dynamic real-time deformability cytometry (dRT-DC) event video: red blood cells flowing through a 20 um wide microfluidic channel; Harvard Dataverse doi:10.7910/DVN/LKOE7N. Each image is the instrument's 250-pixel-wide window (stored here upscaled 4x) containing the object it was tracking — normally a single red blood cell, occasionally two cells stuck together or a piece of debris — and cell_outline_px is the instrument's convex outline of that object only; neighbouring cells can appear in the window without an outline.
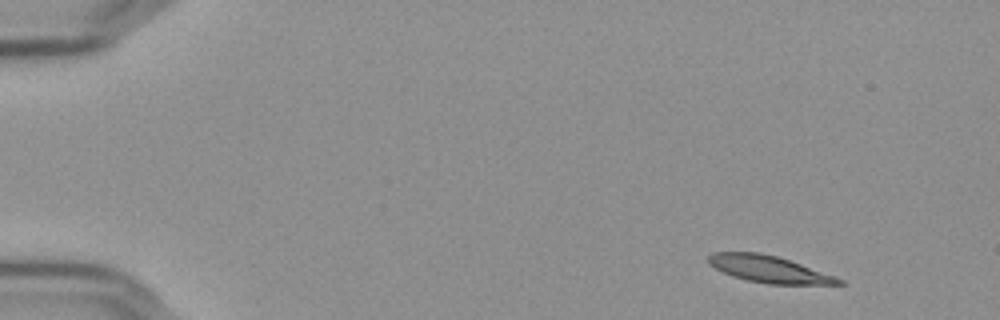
{"species": "Egyptian fruit bat (a non-hibernating species)", "species_latin": "Rousettus aegyptiacus", "temperature_condition": "cold", "stored_images_in_passage": 51, "camera_frame_rate_fps": 3000, "um_per_image_px": 0.085, "frame": {"image": 1, "passage_image": 1, "time_ms": 0.0, "image_size_px": [1000, 320], "cell_outline_px": [[844, 284], [768, 284], [748, 280], [732, 276], [708, 264], [708, 256], [712, 252], [760, 252], [776, 256], [836, 276], [844, 280]], "centroid_in_image_um": [65.35, 22.87], "position_along_channel_um": 19.7, "area_um2": 20.17}}
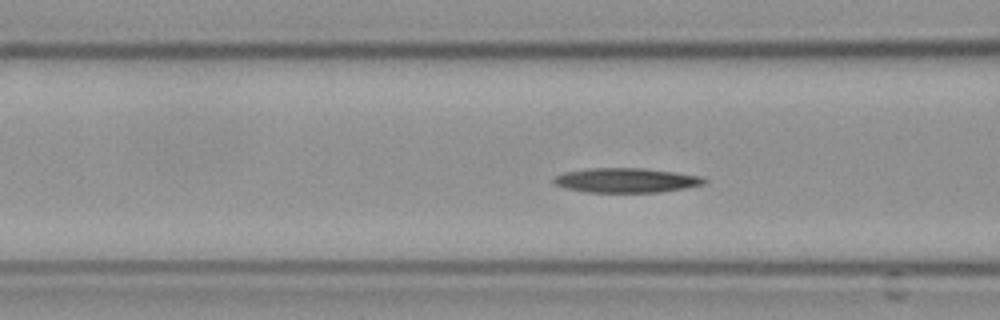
{"frame": {"image": 2, "passage_image": 18, "time_ms": 5.667, "image_size_px": [1000, 320], "cell_outline_px": [[708, 180], [704, 184], [684, 188], [660, 192], [584, 192], [564, 188], [556, 184], [552, 180], [552, 176], [564, 172], [588, 168], [644, 168], [676, 172], [704, 176]], "centroid_in_image_um": [53.21, 15.32], "position_along_channel_um": 113.4, "area_um2": 21.79}}
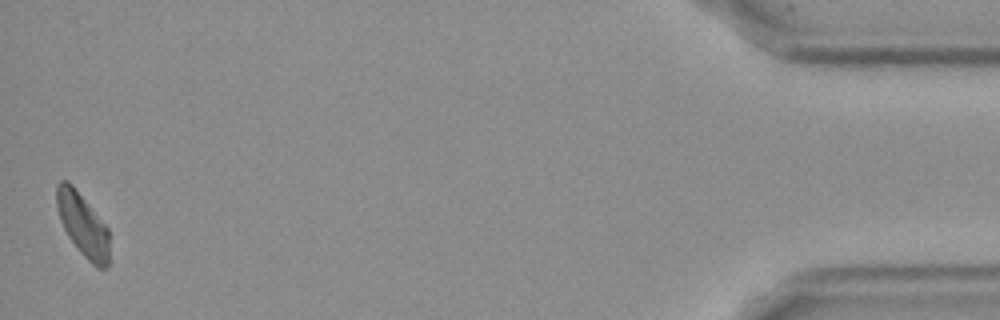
{"frame": {"image": 3, "passage_image": 51, "time_ms": 16.667, "image_size_px": [1000, 320], "cell_outline_px": [[108, 264], [104, 268], [96, 268], [80, 252], [68, 236], [60, 220], [56, 204], [56, 184], [60, 180], [68, 180], [72, 184], [108, 228]], "centroid_in_image_um": [7.01, 19.08], "position_along_channel_um": 428.2, "area_um2": 19.19}}